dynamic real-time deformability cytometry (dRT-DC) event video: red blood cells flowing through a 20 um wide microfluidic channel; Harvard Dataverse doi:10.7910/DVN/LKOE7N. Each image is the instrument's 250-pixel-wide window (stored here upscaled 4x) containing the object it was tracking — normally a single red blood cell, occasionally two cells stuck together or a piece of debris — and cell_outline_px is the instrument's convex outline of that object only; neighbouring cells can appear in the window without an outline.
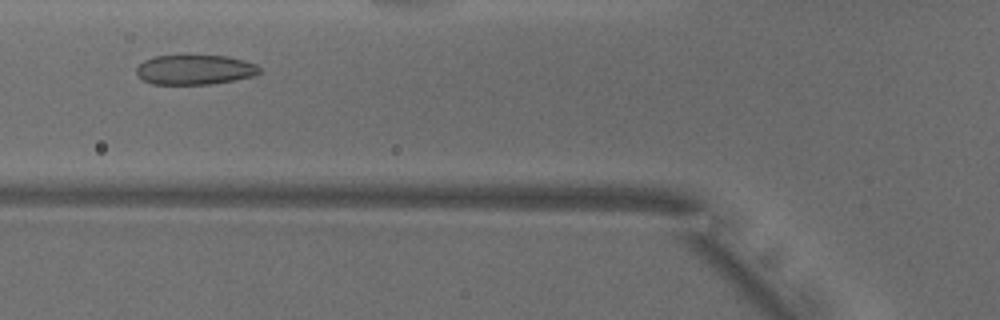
{"species": "common noctule bat (a hibernating species)", "species_latin": "Nyctalus noctula", "temperature_condition": "warm", "stored_images_in_passage": 32, "camera_frame_rate_fps": 3000, "um_per_image_px": 0.085, "animal": {"sex": "male", "body_mass_g": 18.8}, "frame": {"image": 1, "passage_image": 11, "time_ms": 3.333, "image_size_px": [1000, 320], "cell_outline_px": [[260, 72], [252, 76], [232, 80], [208, 84], [152, 84], [144, 80], [136, 72], [136, 68], [144, 60], [156, 56], [228, 56], [244, 60], [256, 64], [260, 68]], "centroid_in_image_um": [16.56, 5.92], "position_along_channel_um": 109.2, "area_um2": 21.04}}
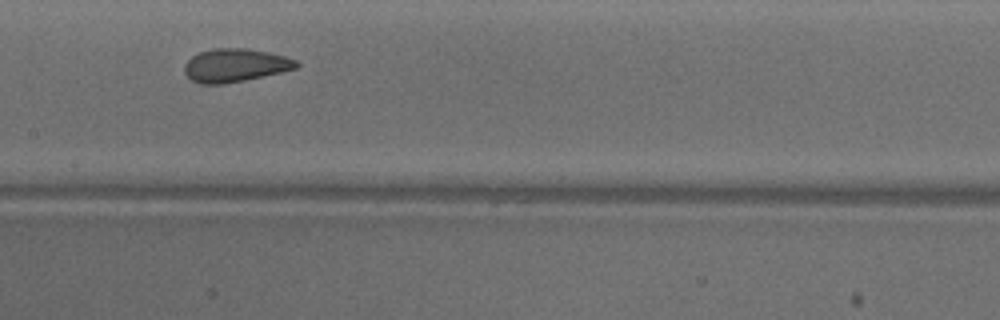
{"frame": {"image": 2, "passage_image": 17, "time_ms": 5.333, "image_size_px": [1000, 320], "cell_outline_px": [[300, 64], [296, 68], [280, 72], [244, 80], [220, 84], [200, 84], [192, 80], [184, 72], [184, 64], [192, 56], [200, 52], [212, 48], [244, 48], [268, 52], [284, 56], [296, 60]], "centroid_in_image_um": [19.96, 5.54], "position_along_channel_um": 187.4, "area_um2": 21.5}}
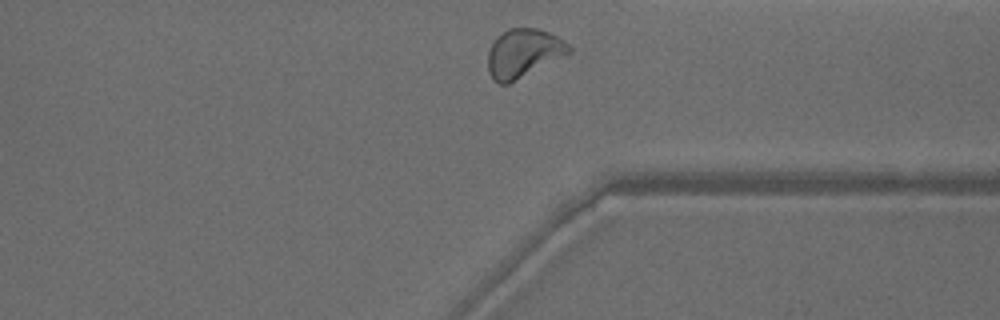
{"frame": {"image": 3, "passage_image": 31, "time_ms": 10.0, "image_size_px": [1000, 320], "cell_outline_px": [[572, 52], [508, 84], [500, 84], [492, 80], [488, 72], [488, 52], [492, 44], [508, 28], [536, 28], [548, 32], [564, 40], [572, 48]], "centroid_in_image_um": [44.49, 4.53], "position_along_channel_um": 366.9, "area_um2": 22.72}, "authors_computed_cell_mechanics": {"area_um2": 21.5594, "velocity_mm_per_s": 3.8864, "shape_relaxation_time_tau1_ms": 4.4807, "shape_relaxation_time_tau2_ms": 0.957, "deformation_change_tau1": 0.1346, "deformation_change_tau2": 0.0786}}